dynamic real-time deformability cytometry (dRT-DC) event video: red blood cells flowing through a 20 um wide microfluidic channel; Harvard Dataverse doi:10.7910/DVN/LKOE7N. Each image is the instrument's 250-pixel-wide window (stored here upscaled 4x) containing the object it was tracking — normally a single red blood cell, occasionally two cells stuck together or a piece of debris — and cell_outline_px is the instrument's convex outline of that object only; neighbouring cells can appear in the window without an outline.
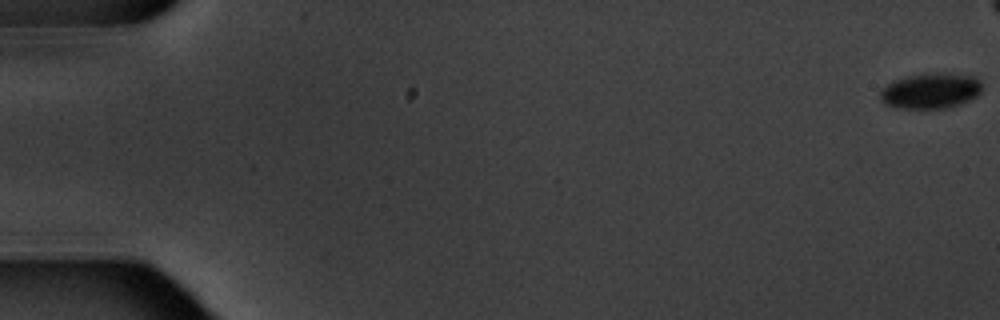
{"species": "common noctule bat (a hibernating species)", "species_latin": "Nyctalus noctula", "temperature_condition": "warm", "stored_images_in_passage": 7, "camera_frame_rate_fps": 3000, "um_per_image_px": 0.085, "animal": {"sex": "male", "body_mass_g": 20.1, "forearm_length_mm": 53.5}, "frame": {"image": 1, "passage_image": 1, "time_ms": 0.0, "image_size_px": [1000, 320], "cell_outline_px": [[980, 92], [976, 96], [960, 104], [944, 108], [896, 108], [884, 104], [880, 100], [880, 92], [892, 80], [908, 76], [928, 72], [936, 72], [976, 76], [980, 84]], "centroid_in_image_um": [79.07, 7.71], "position_along_channel_um": 5.9, "area_um2": 21.1}}